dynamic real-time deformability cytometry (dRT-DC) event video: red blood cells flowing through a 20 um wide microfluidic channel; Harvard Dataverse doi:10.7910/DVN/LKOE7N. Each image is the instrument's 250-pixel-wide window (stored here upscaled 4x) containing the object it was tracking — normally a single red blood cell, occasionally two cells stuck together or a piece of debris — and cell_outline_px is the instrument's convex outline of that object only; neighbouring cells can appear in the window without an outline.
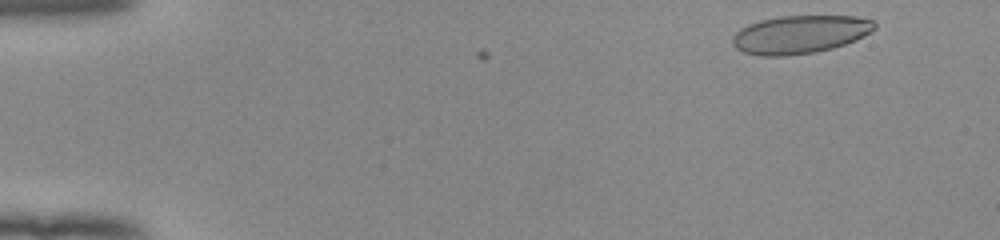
{"species": "human", "species_latin": "Homo sapiens", "temperature_condition": "room temperature", "stored_images_in_passage": 50, "camera_frame_rate_fps": 3000, "um_per_image_px": 0.085, "donor": {"sex": "female"}, "frame": {"image": 1, "passage_image": 2, "time_ms": 0.333, "image_size_px": [1000, 240], "cell_outline_px": [[876, 28], [872, 32], [856, 40], [832, 48], [816, 52], [784, 56], [760, 56], [744, 52], [736, 48], [732, 44], [732, 36], [740, 28], [748, 24], [760, 20], [780, 16], [856, 16], [872, 20], [876, 24]], "centroid_in_image_um": [67.99, 2.92], "position_along_channel_um": 17.0, "area_um2": 31.73}}
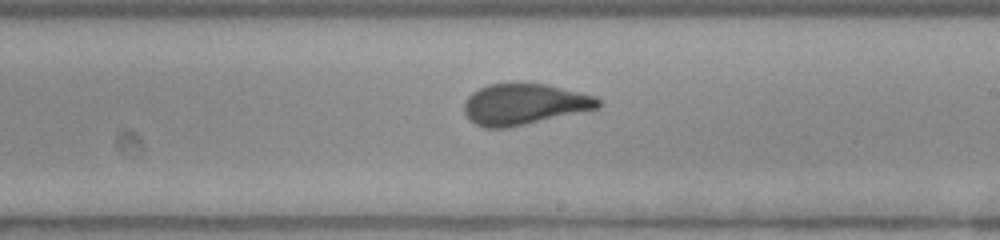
{"frame": {"image": 2, "passage_image": 29, "time_ms": 9.333, "image_size_px": [1000, 240], "cell_outline_px": [[600, 108], [508, 128], [484, 128], [468, 120], [464, 112], [464, 100], [472, 92], [488, 84], [544, 84], [580, 92], [596, 96], [600, 100]], "centroid_in_image_um": [44.54, 8.88], "position_along_channel_um": 244.5, "area_um2": 32.02}}
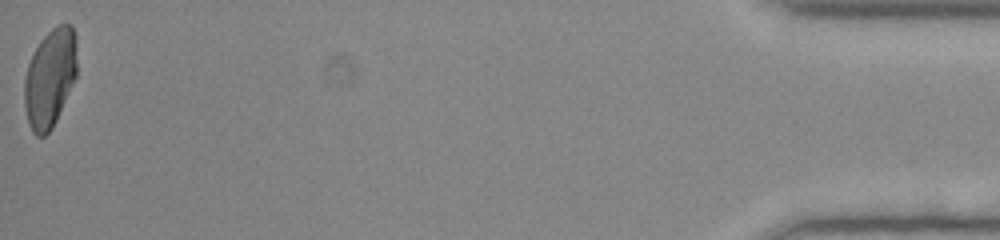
{"frame": {"image": 3, "passage_image": 50, "time_ms": 16.333, "image_size_px": [1000, 240], "cell_outline_px": [[76, 76], [56, 120], [52, 128], [44, 136], [36, 136], [32, 132], [28, 124], [24, 104], [24, 84], [28, 64], [40, 40], [56, 24], [72, 24], [76, 36]], "centroid_in_image_um": [4.24, 6.62], "position_along_channel_um": 431.0, "area_um2": 30.11}}